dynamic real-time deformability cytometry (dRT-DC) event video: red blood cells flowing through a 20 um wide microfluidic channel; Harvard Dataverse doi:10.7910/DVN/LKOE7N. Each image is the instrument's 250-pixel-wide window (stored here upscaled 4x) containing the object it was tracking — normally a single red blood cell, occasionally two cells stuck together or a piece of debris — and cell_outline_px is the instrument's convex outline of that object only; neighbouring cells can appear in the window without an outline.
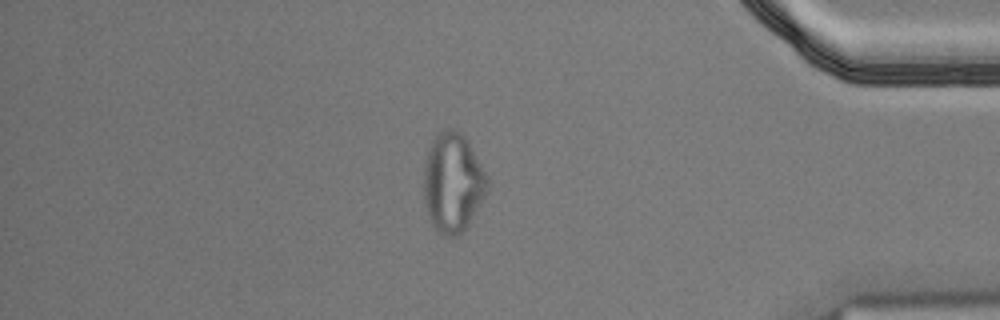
{"species": "Egyptian fruit bat (a non-hibernating species)", "species_latin": "Rousettus aegyptiacus", "temperature_condition": "cold", "stored_images_in_passage": 55, "camera_frame_rate_fps": 3000, "um_per_image_px": 0.085, "animal": {"sex": "male"}, "frame": {"image": 1, "passage_image": 47, "time_ms": 15.333, "image_size_px": [1000, 320], "cell_outline_px": [[488, 192], [468, 228], [460, 236], [444, 236], [436, 232], [428, 216], [424, 204], [424, 160], [432, 140], [444, 128], [456, 128], [468, 140], [488, 176]], "centroid_in_image_um": [38.51, 15.56], "position_along_channel_um": 396.7, "area_um2": 37.74}, "authors_computed_cell_mechanics": {"area_um2": 22.3686, "velocity_mm_per_s": 3.5945, "shape_relaxation_time_tau1_ms": null, "shape_relaxation_time_tau2_ms": 1.7366, "deformation_change_tau1": null, "deformation_change_tau2": 0.0898}}